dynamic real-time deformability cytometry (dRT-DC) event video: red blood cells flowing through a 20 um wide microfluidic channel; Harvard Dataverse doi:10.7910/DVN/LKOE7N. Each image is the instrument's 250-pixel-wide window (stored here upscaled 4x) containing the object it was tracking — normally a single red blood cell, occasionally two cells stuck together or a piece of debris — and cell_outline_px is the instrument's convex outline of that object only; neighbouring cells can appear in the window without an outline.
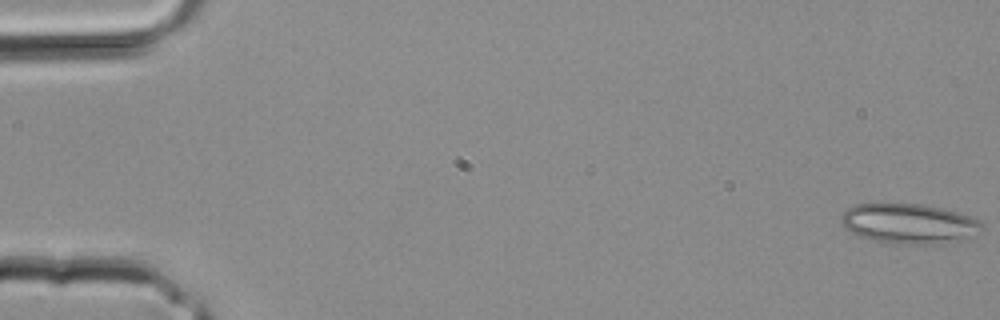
{"species": "common noctule bat (a hibernating species)", "species_latin": "Nyctalus noctula", "temperature_condition": "room temperature", "stored_images_in_passage": 4, "segment_of_instrument_passage": [2, 2], "camera_frame_rate_fps": 3000, "um_per_image_px": 0.085, "animal": {"sex": "male", "body_mass_g": 20.4}, "frame": {"image": 1, "passage_image": 4, "time_ms": 1.0, "image_size_px": [1000, 320], "cell_outline_px": [[984, 228], [968, 240], [948, 244], [896, 244], [872, 240], [860, 236], [852, 232], [840, 220], [840, 216], [848, 208], [856, 204], [920, 204], [944, 208], [960, 212], [984, 224]], "centroid_in_image_um": [77.35, 19.03], "position_along_channel_um": 7.6, "area_um2": 33.12}}